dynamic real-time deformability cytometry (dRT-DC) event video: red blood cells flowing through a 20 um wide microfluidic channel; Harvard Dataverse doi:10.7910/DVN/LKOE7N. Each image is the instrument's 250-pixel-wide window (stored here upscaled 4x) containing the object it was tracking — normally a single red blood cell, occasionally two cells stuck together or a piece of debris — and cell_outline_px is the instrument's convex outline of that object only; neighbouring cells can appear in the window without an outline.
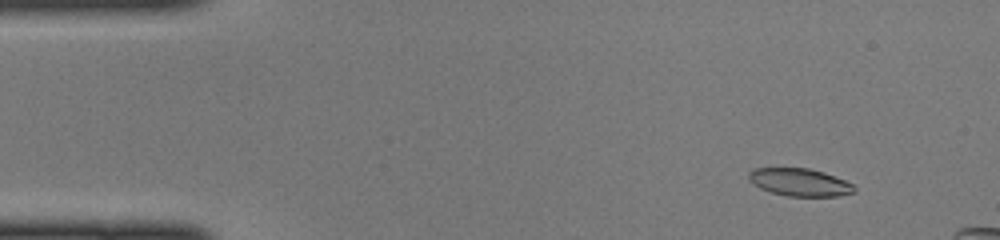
{"species": "common noctule bat (a hibernating species)", "species_latin": "Nyctalus noctula", "temperature_condition": "cold", "stored_images_in_passage": 14, "camera_frame_rate_fps": 3000, "um_per_image_px": 0.085, "animal": {"sex": "female", "body_mass_g": 22.0, "forearm_length_mm": 56.7}, "frame": {"image": 1, "passage_image": 5, "time_ms": 1.333, "image_size_px": [1000, 240], "cell_outline_px": [[856, 192], [840, 196], [788, 196], [772, 192], [760, 188], [748, 180], [748, 172], [756, 168], [808, 168], [824, 172], [844, 180], [852, 184], [856, 188]], "centroid_in_image_um": [67.98, 15.49], "position_along_channel_um": 17.0, "area_um2": 16.99}}